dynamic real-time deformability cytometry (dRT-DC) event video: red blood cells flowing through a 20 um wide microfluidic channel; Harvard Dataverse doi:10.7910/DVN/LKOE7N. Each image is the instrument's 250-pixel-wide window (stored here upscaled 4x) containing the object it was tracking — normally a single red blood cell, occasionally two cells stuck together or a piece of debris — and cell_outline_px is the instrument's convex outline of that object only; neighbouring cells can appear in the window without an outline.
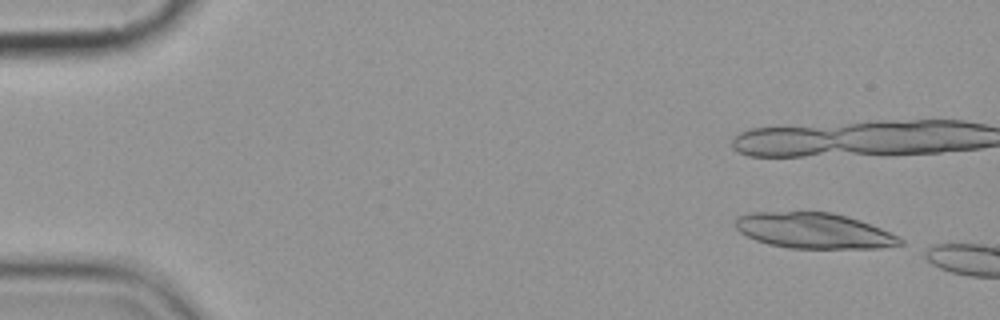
{"species": "common noctule bat (a hibernating species)", "species_latin": "Nyctalus noctula", "temperature_condition": "cold", "stored_images_in_passage": 2, "camera_frame_rate_fps": 3000, "um_per_image_px": 0.085, "animal": {"sex": "female", "body_mass_g": 19.9}, "frame": {"image": 1, "passage_image": 1, "time_ms": 0.0, "image_size_px": [1000, 320], "cell_outline_px": [[904, 244], [880, 248], [788, 248], [768, 244], [756, 240], [740, 232], [736, 228], [736, 216], [752, 212], [832, 212], [848, 216], [860, 220], [880, 228], [904, 240]], "centroid_in_image_um": [69.17, 19.61], "position_along_channel_um": 15.8, "area_um2": 34.1}}